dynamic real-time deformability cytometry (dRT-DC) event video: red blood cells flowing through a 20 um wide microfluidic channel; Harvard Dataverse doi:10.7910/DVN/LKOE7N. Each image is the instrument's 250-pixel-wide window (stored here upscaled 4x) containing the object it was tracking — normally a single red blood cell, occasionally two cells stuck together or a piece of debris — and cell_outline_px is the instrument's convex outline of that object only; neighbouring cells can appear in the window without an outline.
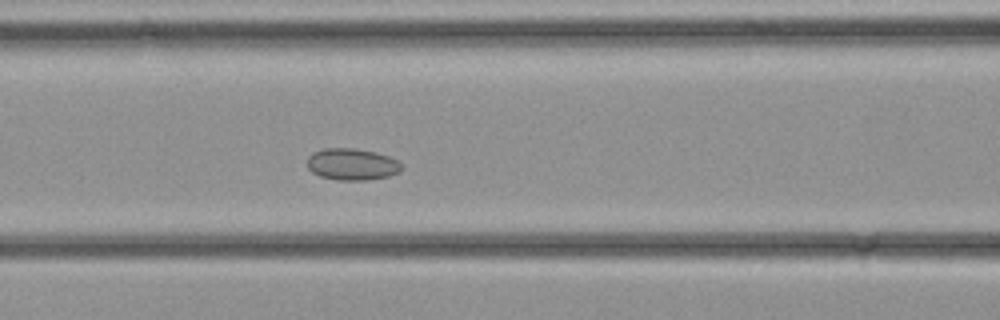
{"species": "common noctule bat (a hibernating species)", "species_latin": "Nyctalus noctula", "temperature_condition": "cold", "stored_images_in_passage": 29, "camera_frame_rate_fps": 3000, "um_per_image_px": 0.085, "animal": {"sex": "female", "body_mass_g": 21.9}, "frame": {"image": 1, "passage_image": 9, "time_ms": 2.667, "image_size_px": [1000, 320], "cell_outline_px": [[400, 172], [388, 176], [368, 180], [336, 180], [320, 176], [312, 172], [308, 168], [308, 156], [312, 152], [324, 148], [356, 148], [376, 152], [388, 156], [396, 160], [400, 164]], "centroid_in_image_um": [29.89, 13.96], "position_along_channel_um": 136.7, "area_um2": 17.46}}
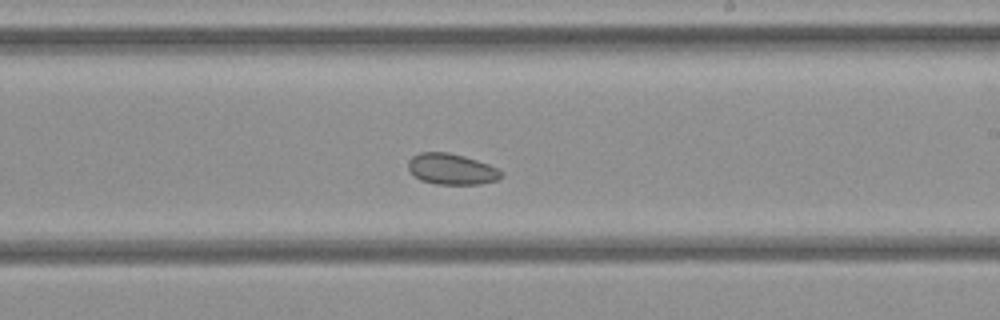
{"frame": {"image": 2, "passage_image": 15, "time_ms": 4.667, "image_size_px": [1000, 320], "cell_outline_px": [[504, 176], [496, 180], [480, 184], [436, 184], [420, 180], [408, 168], [408, 160], [412, 156], [420, 152], [448, 152], [464, 156], [488, 164], [504, 172]], "centroid_in_image_um": [38.39, 14.37], "position_along_channel_um": 250.6, "area_um2": 16.76}}
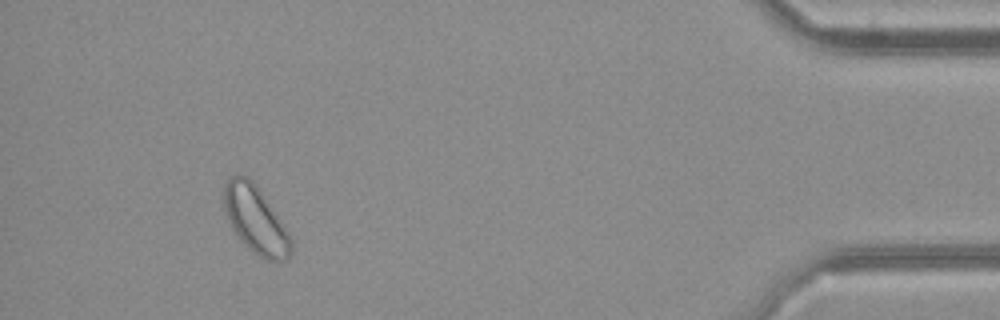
{"frame": {"image": 3, "passage_image": 27, "time_ms": 8.667, "image_size_px": [1000, 320], "cell_outline_px": [[292, 252], [284, 260], [264, 260], [252, 252], [244, 244], [232, 228], [228, 220], [220, 200], [224, 184], [232, 176], [240, 172], [248, 176], [256, 184], [288, 232], [292, 240]], "centroid_in_image_um": [21.66, 18.63], "position_along_channel_um": 413.5, "area_um2": 26.59}}